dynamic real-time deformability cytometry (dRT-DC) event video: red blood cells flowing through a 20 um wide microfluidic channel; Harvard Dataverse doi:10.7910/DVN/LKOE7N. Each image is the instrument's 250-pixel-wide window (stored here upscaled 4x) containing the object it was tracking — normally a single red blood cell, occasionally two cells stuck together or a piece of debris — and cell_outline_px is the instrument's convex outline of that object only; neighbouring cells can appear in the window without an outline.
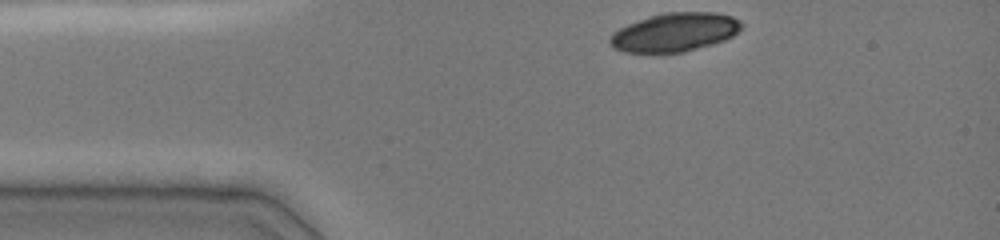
{"species": "common noctule bat (a hibernating species)", "species_latin": "Nyctalus noctula", "temperature_condition": "cold", "stored_images_in_passage": 28, "camera_frame_rate_fps": 3000, "um_per_image_px": 0.085, "animal": {"sex": "female", "body_mass_g": 19.0, "forearm_length_mm": 51.5}, "frame": {"image": 1, "passage_image": 1, "time_ms": 0.0, "image_size_px": [1000, 240], "cell_outline_px": [[744, 24], [732, 36], [724, 40], [684, 52], [624, 52], [612, 48], [608, 40], [612, 32], [628, 24], [648, 16], [664, 12], [716, 12], [732, 16], [740, 20]], "centroid_in_image_um": [57.33, 2.73], "position_along_channel_um": 27.7, "area_um2": 29.65}}
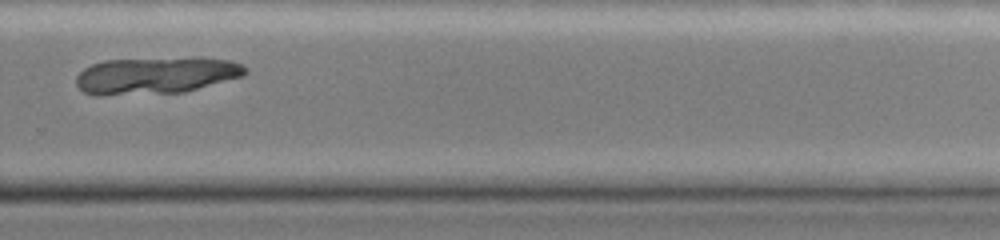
{"frame": {"image": 2, "passage_image": 22, "time_ms": 8.333, "image_size_px": [1000, 240], "cell_outline_px": [[248, 72], [244, 76], [184, 92], [100, 96], [96, 96], [84, 92], [76, 84], [76, 76], [84, 68], [92, 64], [104, 60], [228, 60], [240, 64], [248, 68]], "centroid_in_image_um": [13.17, 6.47], "position_along_channel_um": 316.6, "area_um2": 35.32}}